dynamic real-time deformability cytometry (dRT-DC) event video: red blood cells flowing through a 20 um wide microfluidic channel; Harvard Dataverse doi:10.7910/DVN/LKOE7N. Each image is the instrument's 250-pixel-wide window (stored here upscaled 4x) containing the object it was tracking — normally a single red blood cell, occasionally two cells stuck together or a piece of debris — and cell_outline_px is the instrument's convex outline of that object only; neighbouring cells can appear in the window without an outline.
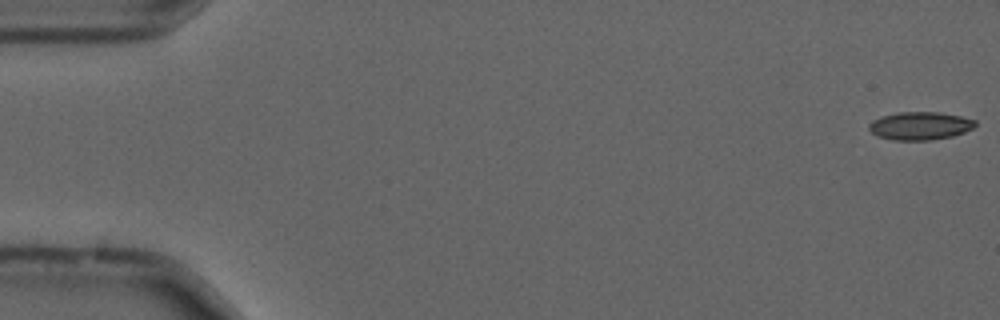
{"species": "common noctule bat (a hibernating species)", "species_latin": "Nyctalus noctula", "temperature_condition": "cold", "stored_images_in_passage": 55, "camera_frame_rate_fps": 3000, "um_per_image_px": 0.085, "animal": {"sex": "male", "forearm_length_mm": 52.5}, "frame": {"image": 1, "passage_image": 1, "time_ms": 0.0, "image_size_px": [1000, 320], "cell_outline_px": [[976, 124], [972, 128], [964, 132], [952, 136], [932, 140], [892, 140], [876, 136], [868, 128], [868, 124], [872, 120], [880, 116], [900, 112], [940, 112], [960, 116], [976, 120]], "centroid_in_image_um": [78.17, 10.69], "position_along_channel_um": 6.8, "area_um2": 17.46}}
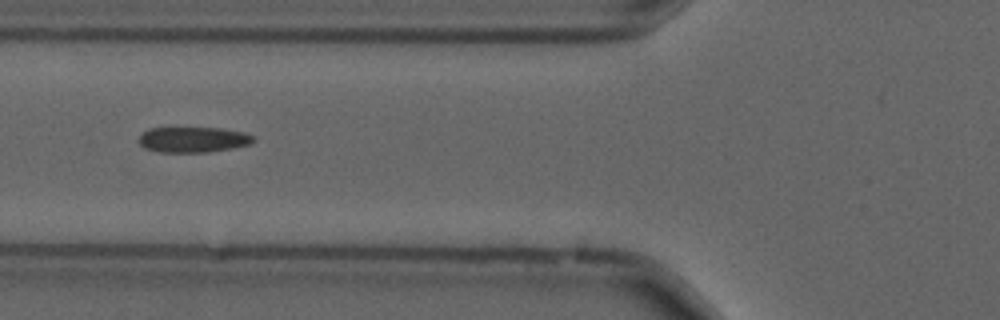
{"frame": {"image": 2, "passage_image": 21, "time_ms": 6.667, "image_size_px": [1000, 320], "cell_outline_px": [[256, 140], [248, 144], [232, 148], [208, 152], [160, 152], [144, 148], [140, 144], [140, 136], [148, 128], [220, 128], [244, 132], [252, 136]], "centroid_in_image_um": [16.41, 11.87], "position_along_channel_um": 109.4, "area_um2": 16.88}}
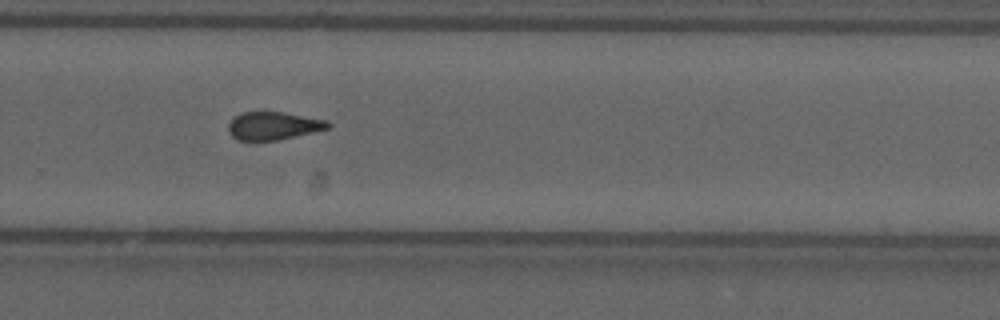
{"frame": {"image": 3, "passage_image": 37, "time_ms": 12.0, "image_size_px": [1000, 320], "cell_outline_px": [[332, 128], [276, 140], [236, 140], [228, 132], [228, 124], [236, 116], [244, 112], [280, 112], [328, 120], [332, 124]], "centroid_in_image_um": [23.27, 10.7], "position_along_channel_um": 306.5, "area_um2": 16.13}, "authors_computed_cell_mechanics": {"area_um2": 17.2244, "velocity_mm_per_s": 3.7059, "shape_relaxation_time_tau1_ms": 7.9667, "shape_relaxation_time_tau2_ms": 1.8947, "deformation_change_tau1": 0.1625, "deformation_change_tau2": 0.088}}